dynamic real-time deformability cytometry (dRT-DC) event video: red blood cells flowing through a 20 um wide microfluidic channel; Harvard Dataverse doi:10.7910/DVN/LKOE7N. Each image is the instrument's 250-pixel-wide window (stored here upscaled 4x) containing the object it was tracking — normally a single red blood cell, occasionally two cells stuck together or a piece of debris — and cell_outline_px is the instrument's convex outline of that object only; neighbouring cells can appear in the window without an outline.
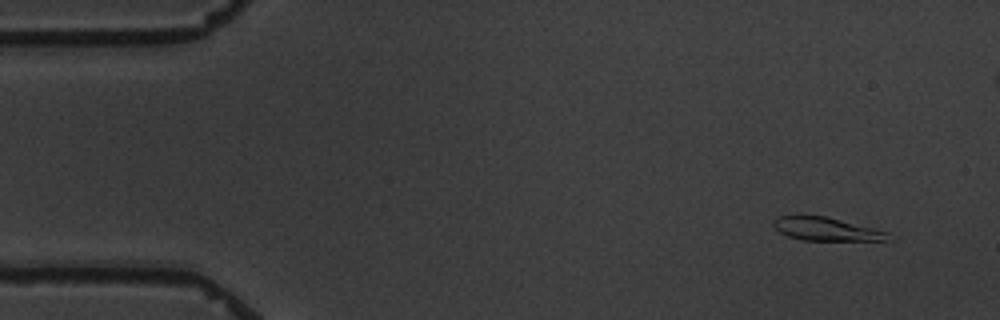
{"species": "common noctule bat (a hibernating species)", "species_latin": "Nyctalus noctula", "temperature_condition": "warm", "stored_images_in_passage": 5, "camera_frame_rate_fps": 3000, "um_per_image_px": 0.085, "animal": {"sex": "male", "body_mass_g": 19.5, "forearm_length_mm": 54.6}, "frame": {"image": 1, "passage_image": 1, "time_ms": 0.0, "image_size_px": [1000, 320], "cell_outline_px": [[896, 240], [804, 240], [788, 236], [780, 232], [772, 224], [772, 220], [780, 216], [824, 216], [888, 232]], "centroid_in_image_um": [70.26, 19.48], "position_along_channel_um": 14.7, "area_um2": 15.26}}